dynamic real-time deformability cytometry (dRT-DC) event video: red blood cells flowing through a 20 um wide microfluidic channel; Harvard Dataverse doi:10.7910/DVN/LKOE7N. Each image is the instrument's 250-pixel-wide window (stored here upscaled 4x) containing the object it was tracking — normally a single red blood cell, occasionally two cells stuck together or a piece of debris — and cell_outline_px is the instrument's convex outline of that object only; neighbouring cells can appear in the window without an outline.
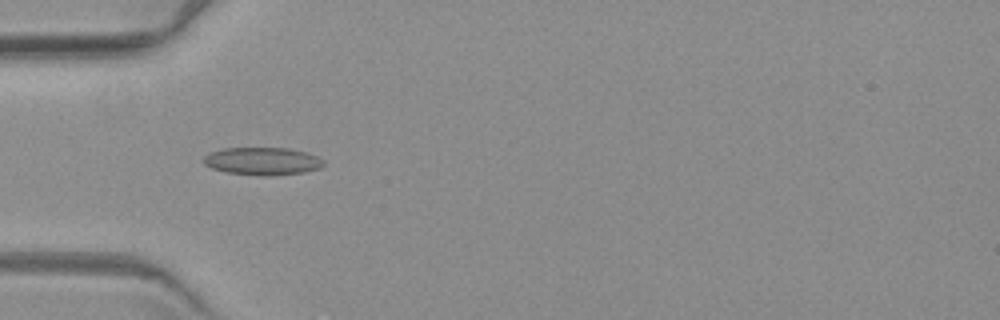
{"species": "common noctule bat (a hibernating species)", "species_latin": "Nyctalus noctula", "temperature_condition": "warm", "stored_images_in_passage": 8, "camera_frame_rate_fps": 3000, "um_per_image_px": 0.085, "animal": {"sex": "female", "body_mass_g": 19.3, "forearm_length_mm": 54.1}, "frame": {"image": 1, "passage_image": 7, "time_ms": 8.333, "image_size_px": [1000, 320], "cell_outline_px": [[324, 164], [320, 168], [304, 172], [272, 176], [260, 176], [228, 172], [212, 168], [204, 164], [200, 160], [204, 156], [212, 152], [224, 148], [288, 148], [304, 152], [316, 156], [324, 160]], "centroid_in_image_um": [22.3, 13.7], "position_along_channel_um": 62.7, "area_um2": 19.36}}
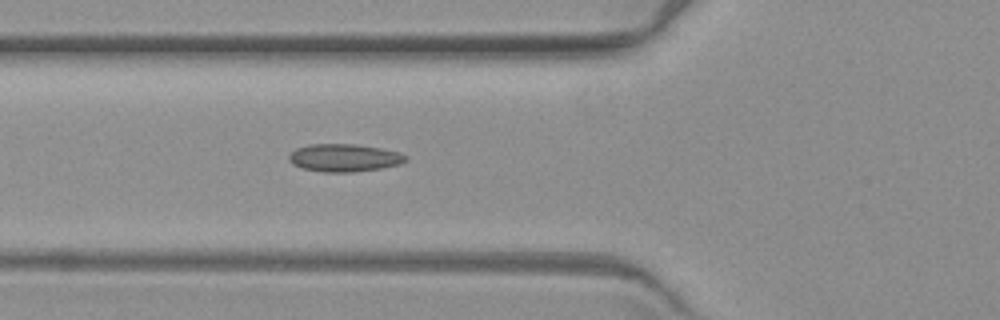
{"frame": {"image": 2, "passage_image": 8, "time_ms": 9.333, "image_size_px": [1000, 320], "cell_outline_px": [[408, 160], [400, 164], [380, 168], [352, 172], [324, 172], [304, 168], [292, 164], [288, 160], [288, 156], [296, 148], [312, 144], [356, 144], [380, 148], [400, 152]], "centroid_in_image_um": [29.25, 13.41], "position_along_channel_um": 96.6, "area_um2": 18.73}}